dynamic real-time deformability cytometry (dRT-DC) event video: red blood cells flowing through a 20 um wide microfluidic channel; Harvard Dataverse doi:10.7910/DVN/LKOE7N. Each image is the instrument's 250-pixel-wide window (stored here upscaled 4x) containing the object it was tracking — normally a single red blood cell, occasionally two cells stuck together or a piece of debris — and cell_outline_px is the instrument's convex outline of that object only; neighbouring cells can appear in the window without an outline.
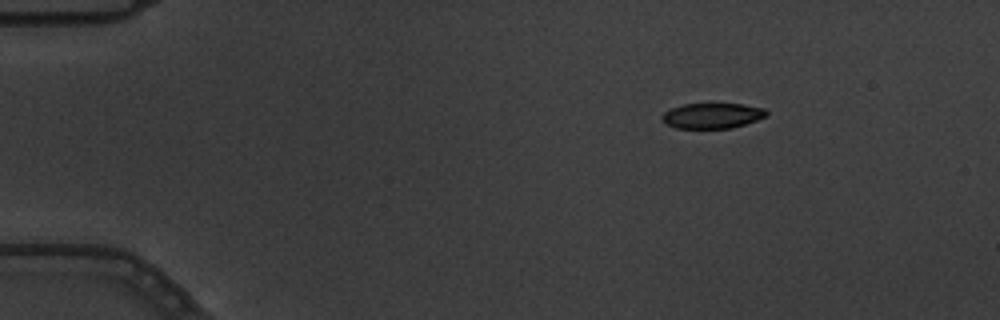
{"species": "common noctule bat (a hibernating species)", "species_latin": "Nyctalus noctula", "temperature_condition": "warm", "stored_images_in_passage": 5, "camera_frame_rate_fps": 3000, "um_per_image_px": 0.085, "animal": {"sex": "male", "body_mass_g": 19.5, "forearm_length_mm": 54.6}, "frame": {"image": 1, "passage_image": 1, "time_ms": 0.0, "image_size_px": [1000, 320], "cell_outline_px": [[768, 116], [732, 128], [676, 128], [668, 124], [660, 116], [664, 112], [672, 108], [684, 104], [744, 104], [764, 108], [768, 112]], "centroid_in_image_um": [60.57, 9.83], "position_along_channel_um": 24.4, "area_um2": 15.32}}
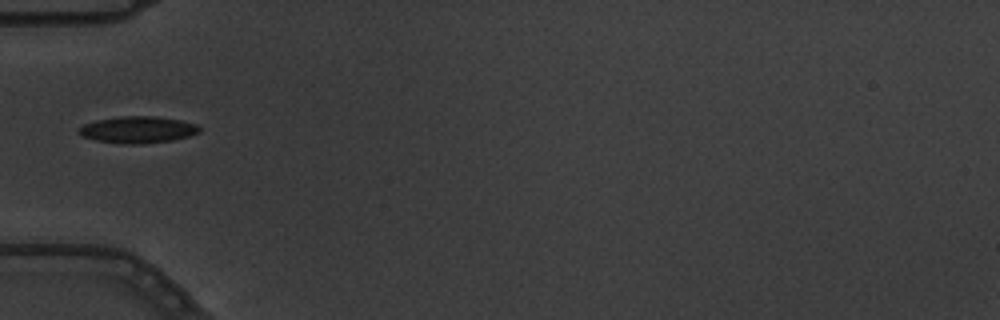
{"frame": {"image": 2, "passage_image": 4, "time_ms": 1.0, "image_size_px": [1000, 320], "cell_outline_px": [[200, 132], [188, 136], [172, 140], [140, 144], [128, 144], [96, 140], [80, 136], [80, 128], [84, 124], [96, 120], [120, 116], [156, 116], [180, 120], [196, 124], [200, 128]], "centroid_in_image_um": [11.72, 11.02], "position_along_channel_um": 73.3, "area_um2": 18.61}}